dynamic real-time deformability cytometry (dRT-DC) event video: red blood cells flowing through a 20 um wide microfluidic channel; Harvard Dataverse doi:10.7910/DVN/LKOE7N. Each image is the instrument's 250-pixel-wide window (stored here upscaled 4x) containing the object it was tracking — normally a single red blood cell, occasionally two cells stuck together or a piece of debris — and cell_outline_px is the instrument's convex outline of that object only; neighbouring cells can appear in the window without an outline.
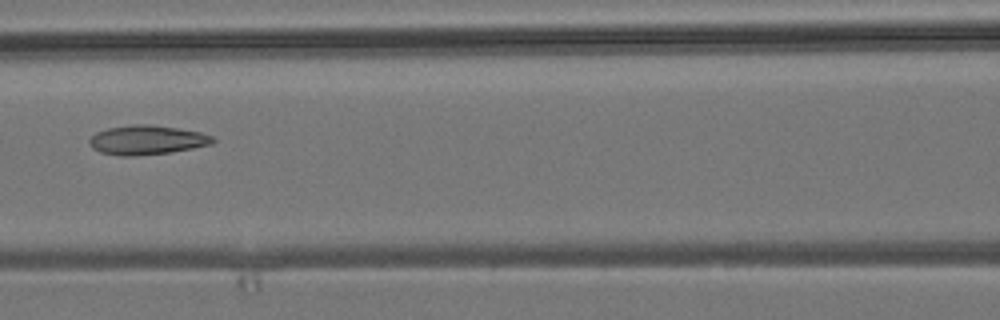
{"species": "common noctule bat (a hibernating species)", "species_latin": "Nyctalus noctula", "temperature_condition": "room temperature", "stored_images_in_passage": 6, "camera_frame_rate_fps": 3000, "um_per_image_px": 0.085, "animal": {"sex": "male", "body_mass_g": 19.2, "forearm_length_mm": 51.8}, "frame": {"image": 1, "passage_image": 6, "time_ms": 6.0, "image_size_px": [1000, 320], "cell_outline_px": [[216, 140], [212, 144], [172, 152], [136, 156], [120, 156], [100, 152], [92, 148], [88, 144], [88, 140], [96, 132], [108, 128], [132, 124], [148, 124], [176, 128], [200, 132], [212, 136]], "centroid_in_image_um": [12.46, 11.9], "position_along_channel_um": 154.1, "area_um2": 21.15}}